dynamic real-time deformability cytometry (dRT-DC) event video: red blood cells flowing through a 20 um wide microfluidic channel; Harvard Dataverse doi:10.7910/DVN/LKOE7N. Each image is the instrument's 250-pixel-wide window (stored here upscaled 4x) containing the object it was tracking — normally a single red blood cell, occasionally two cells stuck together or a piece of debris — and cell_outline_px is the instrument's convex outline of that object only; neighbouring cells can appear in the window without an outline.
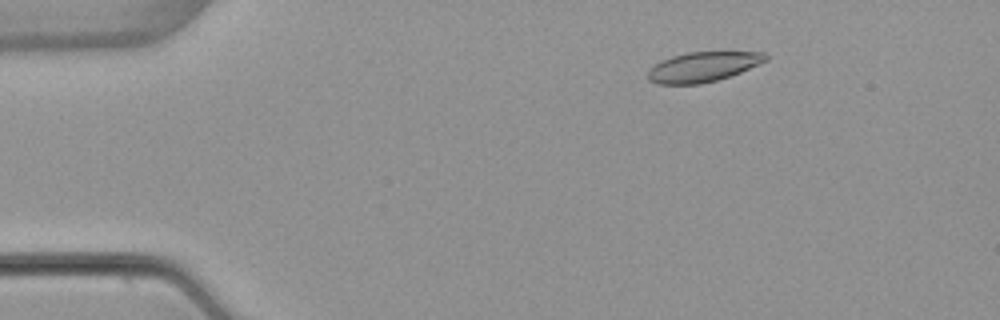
{"species": "common noctule bat (a hibernating species)", "species_latin": "Nyctalus noctula", "temperature_condition": "warm", "stored_images_in_passage": 4, "camera_frame_rate_fps": 3000, "um_per_image_px": 0.085, "animal": {"sex": "female", "body_mass_g": 22.7, "forearm_length_mm": 54.2}, "frame": {"image": 1, "passage_image": 3, "time_ms": 2.333, "image_size_px": [1000, 320], "cell_outline_px": [[768, 60], [740, 72], [716, 80], [700, 84], [656, 84], [648, 80], [648, 68], [652, 64], [660, 60], [672, 56], [688, 52], [764, 52], [768, 56]], "centroid_in_image_um": [59.69, 5.68], "position_along_channel_um": 25.3, "area_um2": 20.58}}